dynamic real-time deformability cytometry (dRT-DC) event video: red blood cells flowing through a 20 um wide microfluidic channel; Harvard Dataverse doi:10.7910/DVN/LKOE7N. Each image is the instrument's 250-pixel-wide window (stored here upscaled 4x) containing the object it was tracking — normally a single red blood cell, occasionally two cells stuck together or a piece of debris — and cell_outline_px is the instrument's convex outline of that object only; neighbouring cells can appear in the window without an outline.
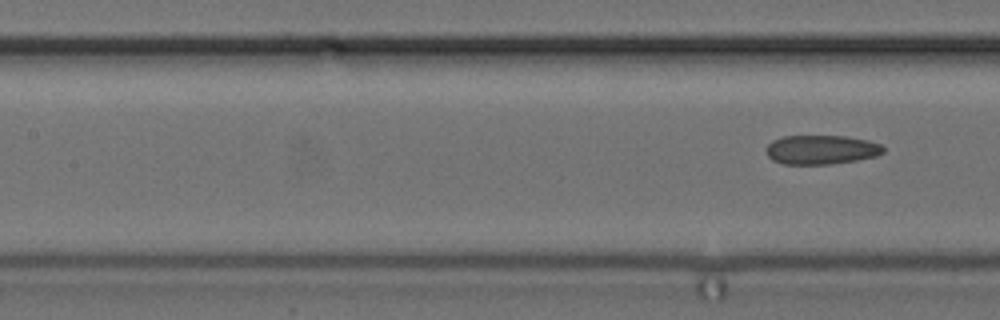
{"species": "common noctule bat (a hibernating species)", "species_latin": "Nyctalus noctula", "temperature_condition": "cold", "stored_images_in_passage": 4, "segment_of_instrument_passage": [2, 2], "camera_frame_rate_fps": 3000, "um_per_image_px": 0.085, "animal": {"sex": "female", "body_mass_g": 24.6, "forearm_length_mm": 56.2}, "frame": {"image": 1, "passage_image": 4, "time_ms": 1.0, "image_size_px": [1000, 320], "cell_outline_px": [[884, 152], [876, 156], [856, 160], [832, 164], [784, 164], [772, 160], [768, 156], [764, 148], [772, 140], [784, 136], [848, 136], [868, 140], [880, 144], [884, 148]], "centroid_in_image_um": [69.79, 12.72], "position_along_channel_um": 137.6, "area_um2": 20.06}}